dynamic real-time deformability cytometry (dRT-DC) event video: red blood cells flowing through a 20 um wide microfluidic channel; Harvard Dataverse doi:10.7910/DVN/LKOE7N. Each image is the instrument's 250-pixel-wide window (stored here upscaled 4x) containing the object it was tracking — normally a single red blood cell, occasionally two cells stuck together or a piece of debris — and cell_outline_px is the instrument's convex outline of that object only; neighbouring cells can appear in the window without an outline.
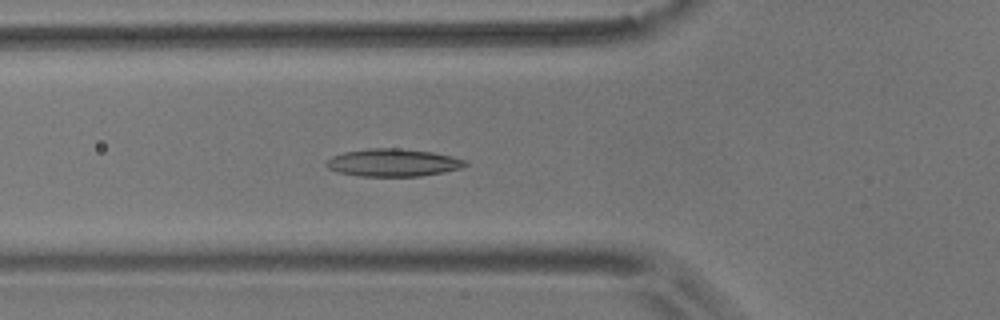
{"species": "common noctule bat (a hibernating species)", "species_latin": "Nyctalus noctula", "temperature_condition": "room temperature", "stored_images_in_passage": 53, "camera_frame_rate_fps": 3000, "um_per_image_px": 0.085, "animal": {"sex": "male", "body_mass_g": 17.9}, "frame": {"image": 1, "passage_image": 18, "time_ms": 5.667, "image_size_px": [1000, 320], "cell_outline_px": [[468, 164], [460, 168], [444, 172], [420, 176], [360, 176], [336, 172], [328, 168], [324, 164], [332, 156], [344, 152], [368, 148], [396, 148], [432, 152], [452, 156], [468, 160]], "centroid_in_image_um": [33.41, 13.82], "position_along_channel_um": 92.4, "area_um2": 22.43}}
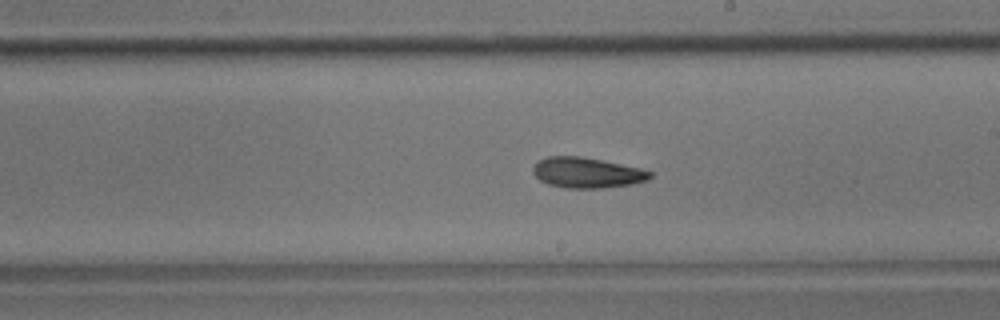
{"frame": {"image": 2, "passage_image": 30, "time_ms": 9.667, "image_size_px": [1000, 320], "cell_outline_px": [[652, 176], [648, 180], [632, 184], [604, 188], [564, 188], [548, 184], [540, 180], [532, 172], [532, 168], [540, 160], [548, 156], [580, 156], [640, 168], [652, 172]], "centroid_in_image_um": [49.89, 14.69], "position_along_channel_um": 239.1, "area_um2": 20.69}}
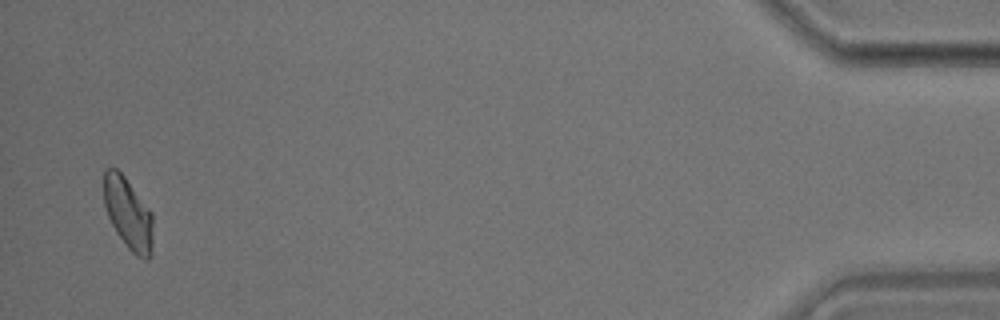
{"frame": {"image": 3, "passage_image": 52, "time_ms": 17.0, "image_size_px": [1000, 320], "cell_outline_px": [[152, 252], [148, 260], [144, 260], [136, 256], [128, 248], [116, 232], [108, 216], [104, 204], [104, 168], [116, 168], [124, 176], [152, 212]], "centroid_in_image_um": [10.9, 18.16], "position_along_channel_um": 424.3, "area_um2": 20.46}, "authors_computed_cell_mechanics": {"area_um2": 20.8658, "velocity_mm_per_s": 3.661, "shape_relaxation_time_tau1_ms": null, "shape_relaxation_time_tau2_ms": 6.2386, "deformation_change_tau1": null, "deformation_change_tau2": 0.1377}}